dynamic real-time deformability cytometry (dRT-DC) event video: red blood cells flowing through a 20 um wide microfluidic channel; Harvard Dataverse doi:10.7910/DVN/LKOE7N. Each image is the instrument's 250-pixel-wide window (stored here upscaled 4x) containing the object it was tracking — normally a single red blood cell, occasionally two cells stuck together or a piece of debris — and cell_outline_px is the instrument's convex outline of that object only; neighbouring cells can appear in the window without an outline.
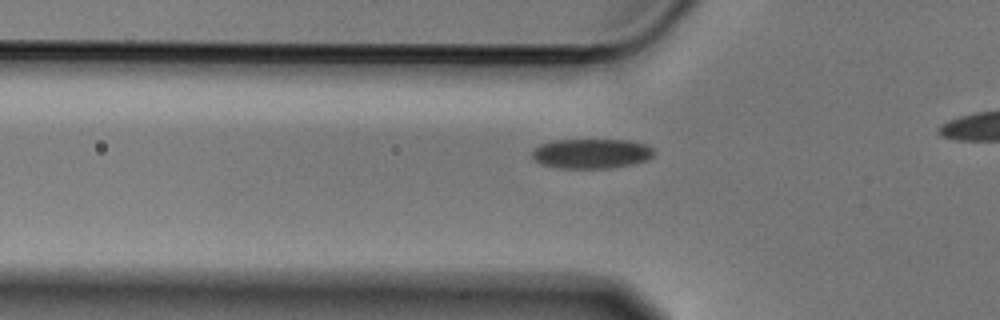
{"species": "Egyptian fruit bat (a non-hibernating species)", "species_latin": "Rousettus aegyptiacus", "temperature_condition": "cold", "stored_images_in_passage": 39, "camera_frame_rate_fps": 3000, "um_per_image_px": 0.085, "animal": {"sex": "male"}, "frame": {"image": 1, "passage_image": 9, "time_ms": 2.667, "image_size_px": [1000, 320], "cell_outline_px": [[656, 152], [648, 160], [632, 164], [612, 168], [560, 168], [540, 164], [532, 160], [532, 152], [540, 144], [552, 140], [628, 140], [648, 144]], "centroid_in_image_um": [50.28, 13.05], "position_along_channel_um": 75.5, "area_um2": 21.39}}
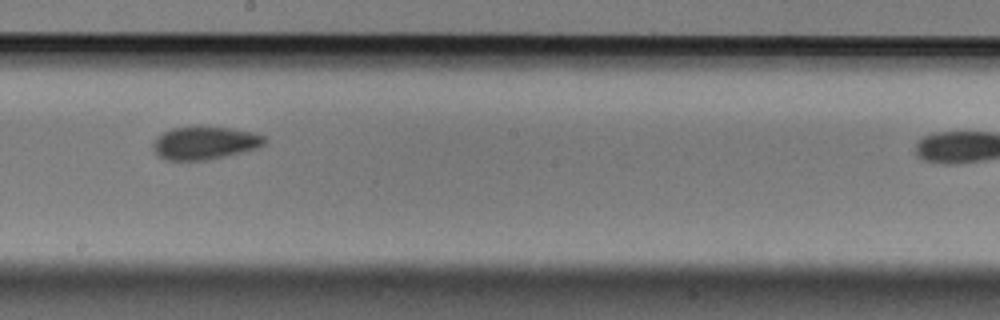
{"frame": {"image": 2, "passage_image": 22, "time_ms": 7.0, "image_size_px": [1000, 320], "cell_outline_px": [[268, 140], [264, 144], [256, 148], [208, 160], [164, 160], [152, 148], [152, 144], [156, 136], [172, 128], [232, 128], [252, 132], [264, 136]], "centroid_in_image_um": [17.39, 12.17], "position_along_channel_um": 230.8, "area_um2": 20.98}}
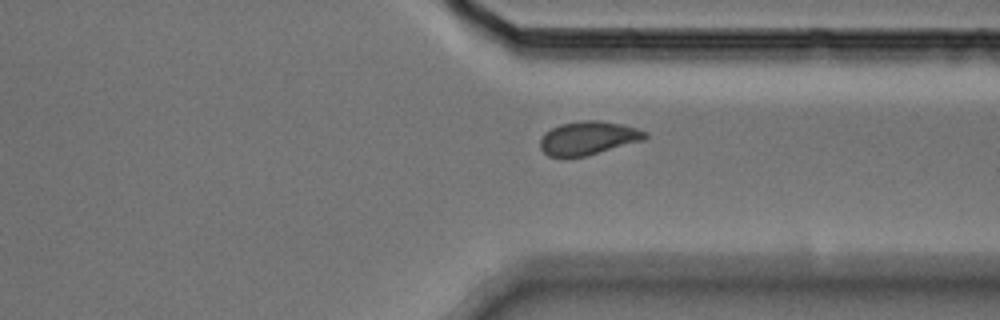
{"frame": {"image": 3, "passage_image": 33, "time_ms": 10.667, "image_size_px": [1000, 320], "cell_outline_px": [[648, 136], [644, 140], [584, 156], [564, 160], [548, 156], [540, 148], [540, 140], [544, 132], [560, 124], [584, 120], [596, 120], [620, 124], [636, 128], [648, 132]], "centroid_in_image_um": [49.94, 11.76], "position_along_channel_um": 361.5, "area_um2": 20.75}, "authors_computed_cell_mechanics": {"area_um2": 21.2126, "velocity_mm_per_s": 3.5604, "shape_relaxation_time_tau1_ms": 5.47, "shape_relaxation_time_tau2_ms": 2.1531, "deformation_change_tau1": 0.0965, "deformation_change_tau2": 0.0634}}